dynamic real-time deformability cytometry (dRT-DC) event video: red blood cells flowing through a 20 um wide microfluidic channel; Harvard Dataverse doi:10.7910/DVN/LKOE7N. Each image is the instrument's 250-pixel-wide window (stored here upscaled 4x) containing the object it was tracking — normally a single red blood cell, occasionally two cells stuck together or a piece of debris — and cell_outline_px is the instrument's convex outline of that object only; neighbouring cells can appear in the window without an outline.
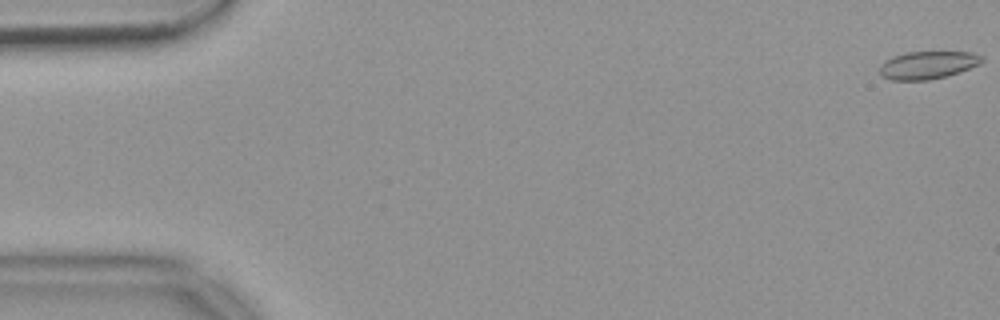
{"species": "common noctule bat (a hibernating species)", "species_latin": "Nyctalus noctula", "temperature_condition": "warm", "stored_images_in_passage": 56, "camera_frame_rate_fps": 3000, "um_per_image_px": 0.085, "animal": {"sex": "female", "body_mass_g": 18.4}, "frame": {"image": 1, "passage_image": 1, "time_ms": 0.0, "image_size_px": [1000, 320], "cell_outline_px": [[984, 60], [980, 64], [960, 72], [948, 76], [928, 80], [892, 80], [880, 76], [880, 64], [884, 60], [892, 56], [908, 52], [972, 52], [984, 56]], "centroid_in_image_um": [78.86, 5.53], "position_along_channel_um": 6.1, "area_um2": 16.76}}
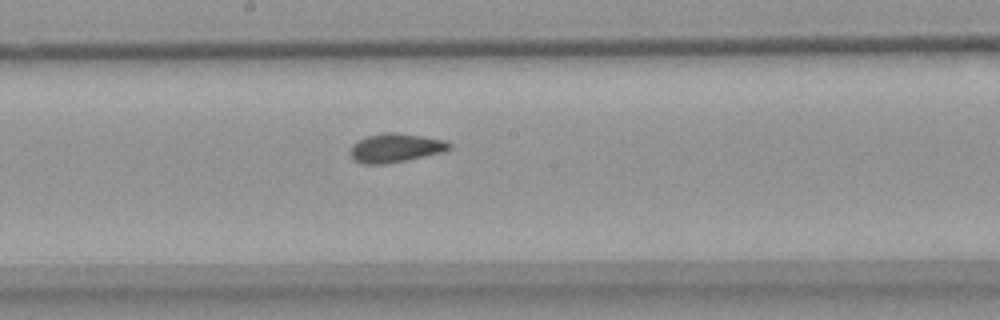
{"frame": {"image": 2, "passage_image": 30, "time_ms": 9.667, "image_size_px": [1000, 320], "cell_outline_px": [[452, 148], [444, 152], [384, 164], [364, 164], [356, 160], [352, 156], [352, 144], [368, 136], [380, 132], [396, 132], [424, 136], [444, 140], [452, 144]], "centroid_in_image_um": [33.67, 12.55], "position_along_channel_um": 214.5, "area_um2": 16.47}}
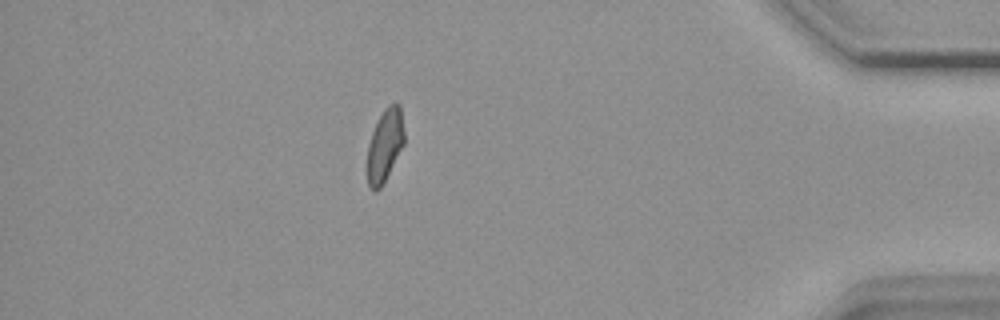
{"frame": {"image": 3, "passage_image": 49, "time_ms": 16.0, "image_size_px": [1000, 320], "cell_outline_px": [[404, 144], [380, 188], [376, 192], [372, 192], [368, 184], [368, 144], [372, 132], [384, 108], [388, 104], [400, 104], [404, 132]], "centroid_in_image_um": [32.71, 12.35], "position_along_channel_um": 402.5, "area_um2": 15.37}, "authors_computed_cell_mechanics": {"area_um2": 16.473, "velocity_mm_per_s": 3.6687, "shape_relaxation_time_tau1_ms": null, "shape_relaxation_time_tau2_ms": 1.6849, "deformation_change_tau1": null, "deformation_change_tau2": 0.0636}}